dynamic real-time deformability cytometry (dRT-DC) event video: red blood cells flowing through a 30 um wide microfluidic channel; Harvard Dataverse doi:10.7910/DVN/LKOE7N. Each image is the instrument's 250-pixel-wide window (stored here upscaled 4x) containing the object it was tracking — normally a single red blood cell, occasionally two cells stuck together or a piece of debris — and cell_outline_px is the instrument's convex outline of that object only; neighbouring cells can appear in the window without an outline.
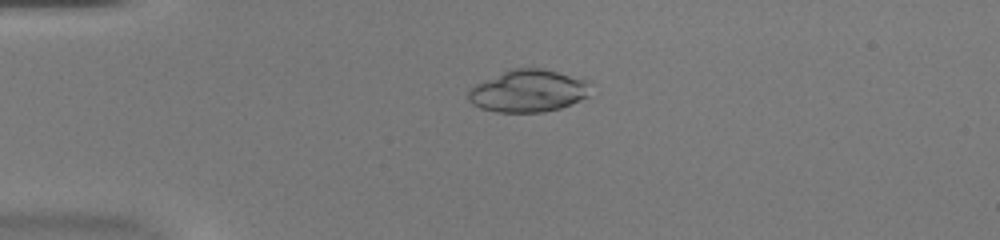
{"species": "common noctule bat (a hibernating species)", "species_latin": "Nyctalus noctula", "temperature_condition": "warm", "stored_images_in_passage": 53, "camera_frame_rate_fps": 3000, "um_per_image_px": 0.085, "animal": {"sex": "female", "body_mass_g": 20.0, "forearm_length_mm": 54.0}, "frame": {"image": 1, "passage_image": 14, "time_ms": 4.333, "image_size_px": [1000, 240], "cell_outline_px": [[588, 96], [580, 100], [560, 108], [544, 112], [496, 112], [480, 108], [472, 104], [468, 100], [468, 88], [508, 68], [540, 68], [588, 80]], "centroid_in_image_um": [44.84, 7.73], "position_along_channel_um": 40.2, "area_um2": 30.11}}
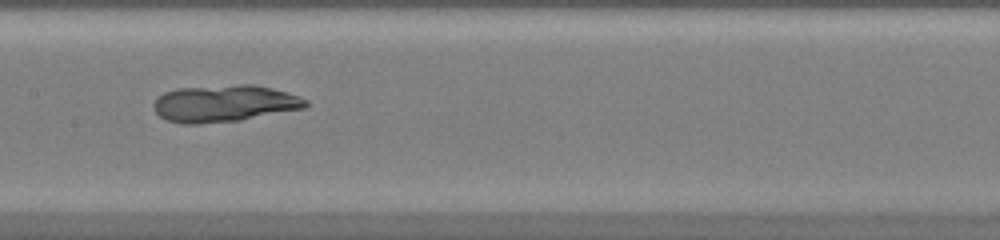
{"frame": {"image": 2, "passage_image": 28, "time_ms": 9.0, "image_size_px": [1000, 240], "cell_outline_px": [[312, 104], [304, 108], [240, 120], [200, 124], [180, 124], [168, 120], [160, 116], [156, 112], [152, 104], [164, 92], [176, 88], [240, 84], [252, 84], [272, 88], [288, 92], [300, 96], [308, 100]], "centroid_in_image_um": [19.1, 8.79], "position_along_channel_um": 188.3, "area_um2": 32.89}}
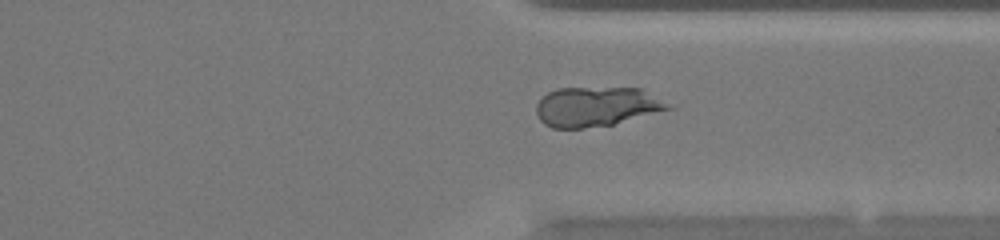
{"frame": {"image": 3, "passage_image": 41, "time_ms": 13.333, "image_size_px": [1000, 240], "cell_outline_px": [[672, 108], [612, 124], [584, 128], [552, 128], [544, 124], [540, 120], [536, 112], [536, 104], [548, 92], [556, 88], [640, 88], [668, 104]], "centroid_in_image_um": [50.62, 9.06], "position_along_channel_um": 360.8, "area_um2": 29.94}}